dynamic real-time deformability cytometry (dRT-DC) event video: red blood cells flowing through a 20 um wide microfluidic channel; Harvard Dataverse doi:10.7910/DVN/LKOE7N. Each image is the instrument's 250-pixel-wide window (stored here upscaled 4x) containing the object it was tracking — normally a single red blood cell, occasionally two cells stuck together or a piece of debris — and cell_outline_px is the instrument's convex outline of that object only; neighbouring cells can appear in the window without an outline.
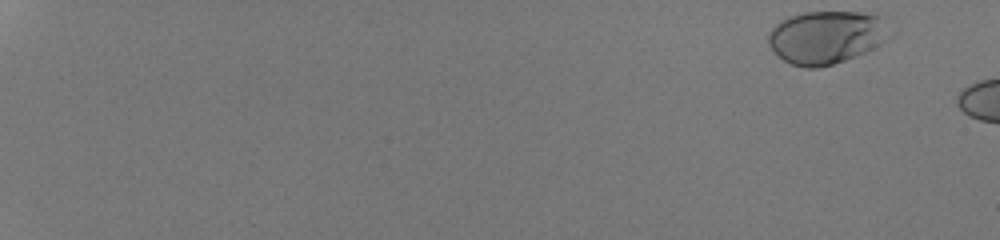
{"species": "human", "species_latin": "Homo sapiens", "temperature_condition": "room temperature", "stored_images_in_passage": 8, "camera_frame_rate_fps": 3000, "um_per_image_px": 0.085, "donor": {"sex": "male"}, "frame": {"image": 1, "passage_image": 1, "time_ms": 0.0, "image_size_px": [1000, 240], "cell_outline_px": [[896, 32], [888, 40], [856, 56], [832, 64], [816, 68], [804, 68], [792, 64], [784, 60], [768, 44], [768, 36], [772, 28], [776, 24], [788, 16], [804, 12], [860, 12], [884, 16]], "centroid_in_image_um": [70.34, 3.14], "position_along_channel_um": 14.7, "area_um2": 38.03}}